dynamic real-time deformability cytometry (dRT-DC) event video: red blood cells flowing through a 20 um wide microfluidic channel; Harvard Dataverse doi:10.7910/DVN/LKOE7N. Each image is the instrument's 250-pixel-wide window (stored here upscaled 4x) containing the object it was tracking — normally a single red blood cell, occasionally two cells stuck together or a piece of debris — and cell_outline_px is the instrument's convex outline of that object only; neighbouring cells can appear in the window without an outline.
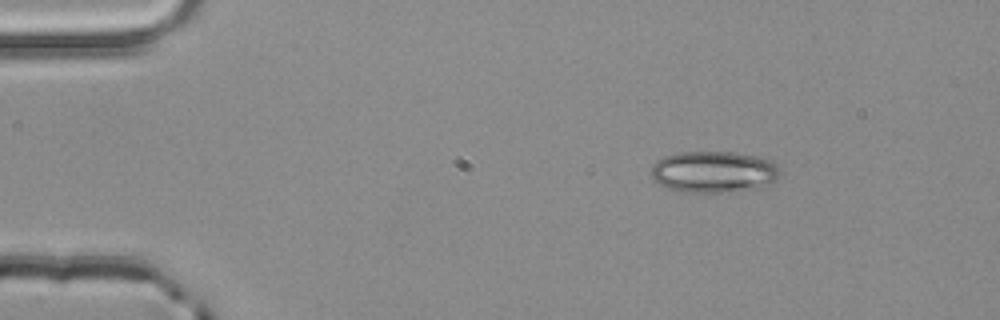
{"species": "common noctule bat (a hibernating species)", "species_latin": "Nyctalus noctula", "temperature_condition": "room temperature", "stored_images_in_passage": 5, "camera_frame_rate_fps": 3000, "um_per_image_px": 0.085, "animal": {"sex": "male", "body_mass_g": 20.4}, "frame": {"image": 1, "passage_image": 2, "time_ms": 0.333, "image_size_px": [1000, 320], "cell_outline_px": [[780, 176], [776, 180], [768, 184], [736, 192], [684, 192], [668, 188], [660, 184], [652, 176], [652, 164], [656, 160], [664, 156], [680, 152], [732, 152], [756, 156], [772, 160], [776, 164], [780, 172]], "centroid_in_image_um": [60.67, 14.6], "position_along_channel_um": 24.3, "area_um2": 31.15}}
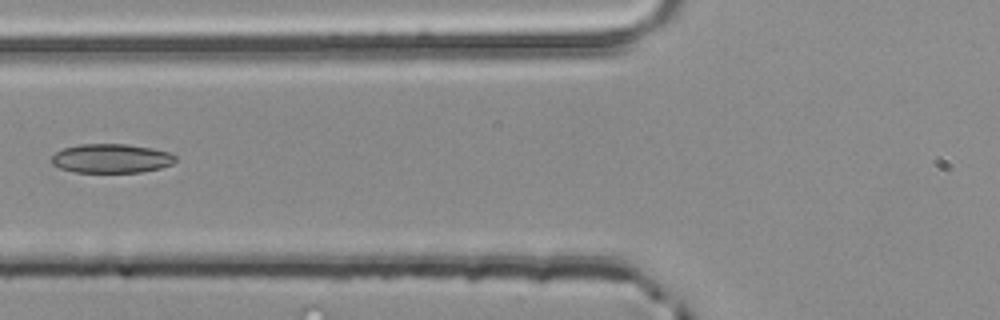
{"frame": {"image": 2, "passage_image": 5, "time_ms": 1.333, "image_size_px": [1000, 320], "cell_outline_px": [[176, 160], [172, 164], [160, 168], [140, 172], [76, 172], [60, 168], [52, 164], [52, 156], [56, 152], [64, 148], [80, 144], [128, 144], [152, 148], [168, 152], [176, 156]], "centroid_in_image_um": [9.47, 13.46], "position_along_channel_um": 116.3, "area_um2": 20.92}}